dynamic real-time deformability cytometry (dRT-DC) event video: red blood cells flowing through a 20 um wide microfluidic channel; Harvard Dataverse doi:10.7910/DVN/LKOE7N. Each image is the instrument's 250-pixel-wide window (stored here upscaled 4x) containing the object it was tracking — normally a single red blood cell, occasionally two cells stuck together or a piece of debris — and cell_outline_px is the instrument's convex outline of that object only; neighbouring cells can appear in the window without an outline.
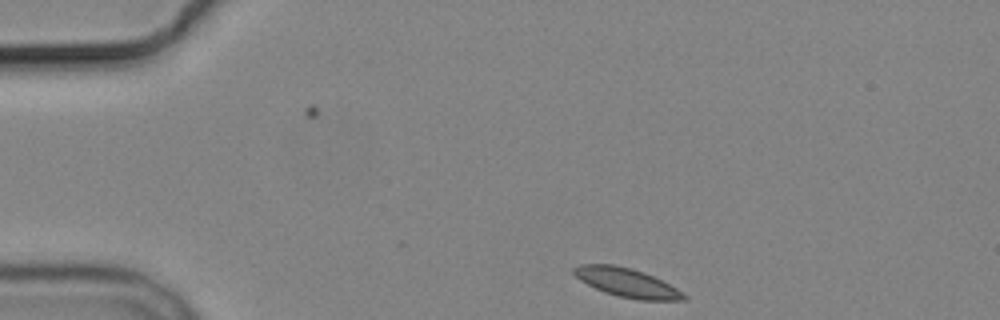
{"species": "common noctule bat (a hibernating species)", "species_latin": "Nyctalus noctula", "temperature_condition": "cold", "stored_images_in_passage": 3, "camera_frame_rate_fps": 3000, "um_per_image_px": 0.085, "animal": {"sex": "male", "body_mass_g": 19.2, "forearm_length_mm": 51.8}, "frame": {"image": 1, "passage_image": 1, "time_ms": 0.0, "image_size_px": [1000, 320], "cell_outline_px": [[688, 300], [636, 300], [604, 292], [580, 280], [572, 272], [572, 268], [580, 264], [612, 264], [632, 268], [644, 272], [676, 288], [688, 296]], "centroid_in_image_um": [53.28, 24.02], "position_along_channel_um": 31.7, "area_um2": 18.38}}